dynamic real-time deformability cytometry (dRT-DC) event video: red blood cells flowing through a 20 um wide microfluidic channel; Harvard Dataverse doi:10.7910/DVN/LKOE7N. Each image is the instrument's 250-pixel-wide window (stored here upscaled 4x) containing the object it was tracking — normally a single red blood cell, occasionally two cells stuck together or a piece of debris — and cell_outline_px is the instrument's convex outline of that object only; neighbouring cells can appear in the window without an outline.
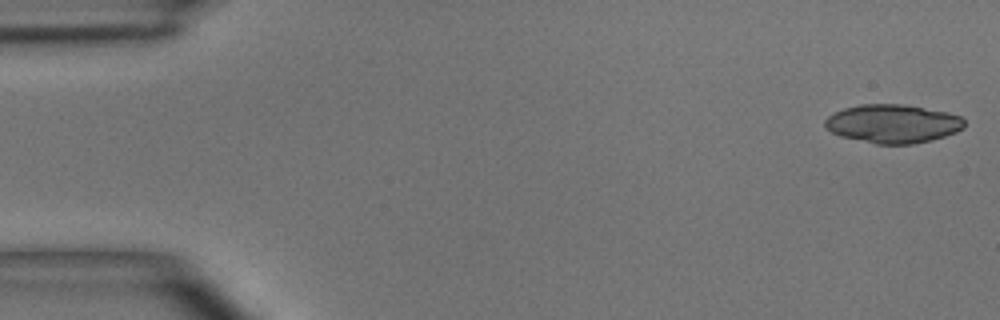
{"species": "common noctule bat (a hibernating species)", "species_latin": "Nyctalus noctula", "temperature_condition": "room temperature", "stored_images_in_passage": 5, "camera_frame_rate_fps": 3000, "um_per_image_px": 0.085, "animal": {"sex": "male", "body_mass_g": 15.6}, "frame": {"image": 1, "passage_image": 1, "time_ms": 0.0, "image_size_px": [1000, 320], "cell_outline_px": [[964, 128], [956, 132], [932, 140], [912, 144], [876, 144], [840, 136], [824, 128], [824, 120], [828, 116], [844, 108], [860, 104], [904, 104], [948, 112], [960, 116], [964, 120]], "centroid_in_image_um": [75.88, 10.51], "position_along_channel_um": 9.1, "area_um2": 31.44}}